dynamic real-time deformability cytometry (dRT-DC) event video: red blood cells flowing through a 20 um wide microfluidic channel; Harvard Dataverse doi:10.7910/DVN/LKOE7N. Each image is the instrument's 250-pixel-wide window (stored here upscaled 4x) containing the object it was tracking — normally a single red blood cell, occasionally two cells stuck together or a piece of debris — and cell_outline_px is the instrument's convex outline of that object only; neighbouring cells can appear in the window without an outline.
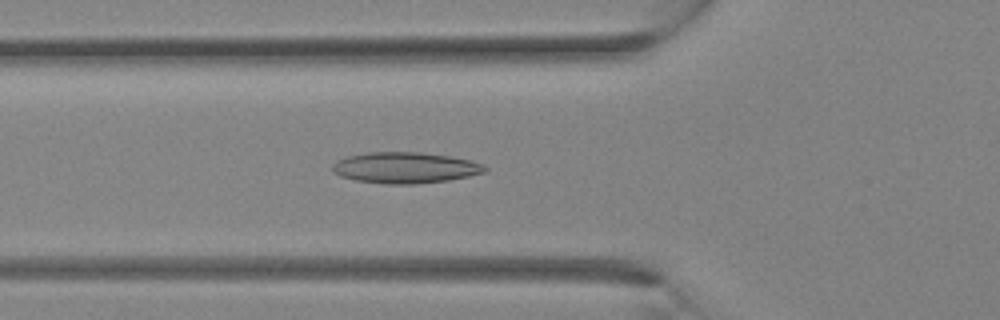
{"species": "Egyptian fruit bat (a non-hibernating species)", "species_latin": "Rousettus aegyptiacus", "temperature_condition": "room temperature", "stored_images_in_passage": 22, "camera_frame_rate_fps": 3000, "um_per_image_px": 0.085, "animal": {"sex": "female"}, "frame": {"image": 1, "passage_image": 2, "time_ms": 0.333, "image_size_px": [1000, 320], "cell_outline_px": [[488, 168], [484, 172], [468, 176], [448, 180], [416, 184], [384, 184], [356, 180], [340, 176], [332, 172], [332, 164], [336, 160], [348, 156], [368, 152], [420, 152], [448, 156], [472, 160]], "centroid_in_image_um": [34.39, 14.25], "position_along_channel_um": 91.4, "area_um2": 27.57}}
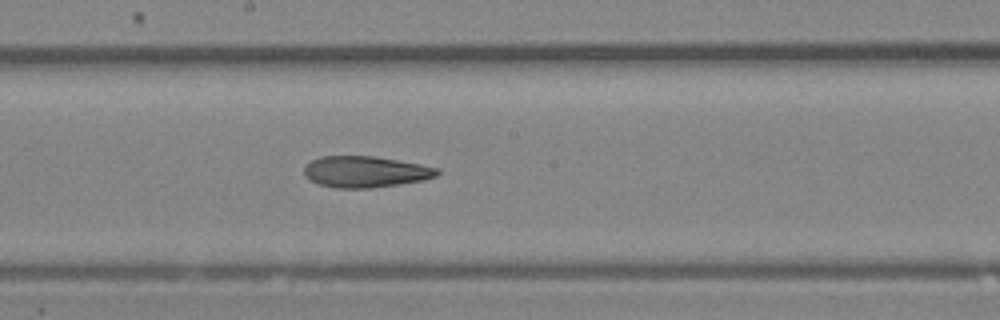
{"frame": {"image": 2, "passage_image": 8, "time_ms": 2.333, "image_size_px": [1000, 320], "cell_outline_px": [[440, 172], [436, 176], [424, 180], [400, 184], [372, 188], [336, 188], [316, 184], [304, 176], [304, 168], [312, 160], [320, 156], [372, 156], [420, 164], [440, 168]], "centroid_in_image_um": [31.05, 14.61], "position_along_channel_um": 217.1, "area_um2": 24.33}}
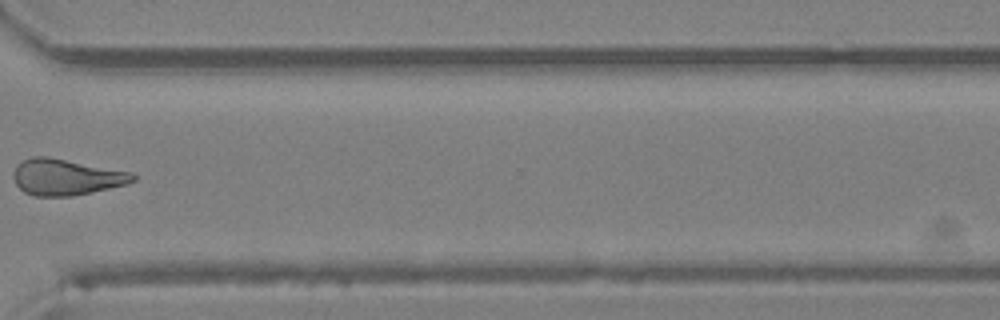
{"frame": {"image": 3, "passage_image": 15, "time_ms": 4.667, "image_size_px": [1000, 320], "cell_outline_px": [[136, 180], [128, 184], [92, 192], [72, 196], [32, 196], [24, 192], [16, 184], [12, 176], [12, 172], [16, 164], [32, 156], [48, 156], [132, 172], [136, 176]], "centroid_in_image_um": [5.61, 15.05], "position_along_channel_um": 365.0, "area_um2": 25.43}}